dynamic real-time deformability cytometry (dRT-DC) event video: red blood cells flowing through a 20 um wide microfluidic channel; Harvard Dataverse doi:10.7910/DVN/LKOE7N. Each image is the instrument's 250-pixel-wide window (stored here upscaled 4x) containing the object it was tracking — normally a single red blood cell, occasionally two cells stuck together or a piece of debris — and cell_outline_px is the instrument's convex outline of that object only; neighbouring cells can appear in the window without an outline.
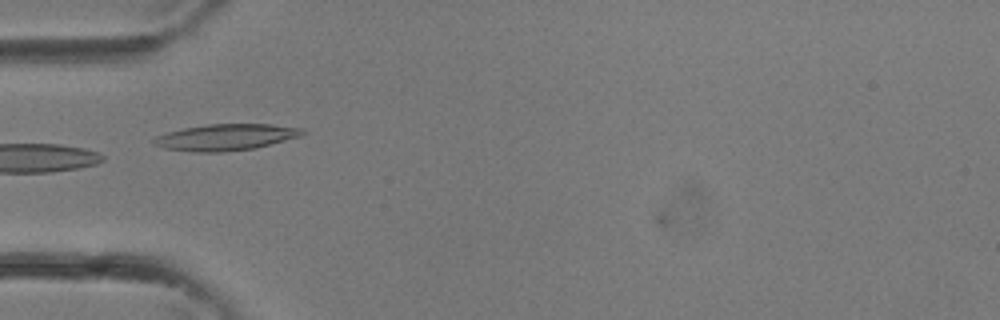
{"species": "common noctule bat (a hibernating species)", "species_latin": "Nyctalus noctula", "temperature_condition": "room temperature", "stored_images_in_passage": 28, "camera_frame_rate_fps": 3000, "um_per_image_px": 0.085, "animal": {"sex": "female"}, "frame": {"image": 1, "passage_image": 5, "time_ms": 1.333, "image_size_px": [1000, 320], "cell_outline_px": [[308, 132], [300, 136], [256, 148], [220, 152], [192, 152], [164, 148], [152, 144], [152, 140], [156, 136], [168, 132], [184, 128], [208, 124], [272, 124], [304, 128]], "centroid_in_image_um": [19.21, 11.66], "position_along_channel_um": 65.8, "area_um2": 22.95}}